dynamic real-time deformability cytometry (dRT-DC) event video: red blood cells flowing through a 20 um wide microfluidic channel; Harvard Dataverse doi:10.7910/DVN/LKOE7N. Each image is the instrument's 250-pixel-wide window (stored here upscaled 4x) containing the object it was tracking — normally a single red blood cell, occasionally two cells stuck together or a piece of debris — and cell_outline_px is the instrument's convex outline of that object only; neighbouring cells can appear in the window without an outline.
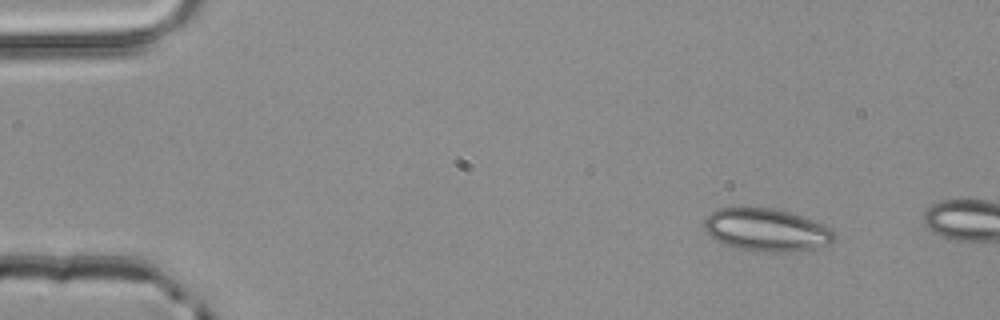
{"species": "common noctule bat (a hibernating species)", "species_latin": "Nyctalus noctula", "temperature_condition": "room temperature", "stored_images_in_passage": 2, "camera_frame_rate_fps": 3000, "um_per_image_px": 0.085, "animal": {"sex": "male", "body_mass_g": 20.4}, "frame": {"image": 1, "passage_image": 1, "time_ms": 0.0, "image_size_px": [1000, 320], "cell_outline_px": [[836, 236], [828, 244], [812, 248], [792, 252], [764, 252], [736, 248], [724, 244], [716, 240], [704, 228], [704, 216], [720, 208], [772, 208], [788, 212], [812, 220], [836, 232]], "centroid_in_image_um": [65.12, 19.55], "position_along_channel_um": 19.9, "area_um2": 32.02}}